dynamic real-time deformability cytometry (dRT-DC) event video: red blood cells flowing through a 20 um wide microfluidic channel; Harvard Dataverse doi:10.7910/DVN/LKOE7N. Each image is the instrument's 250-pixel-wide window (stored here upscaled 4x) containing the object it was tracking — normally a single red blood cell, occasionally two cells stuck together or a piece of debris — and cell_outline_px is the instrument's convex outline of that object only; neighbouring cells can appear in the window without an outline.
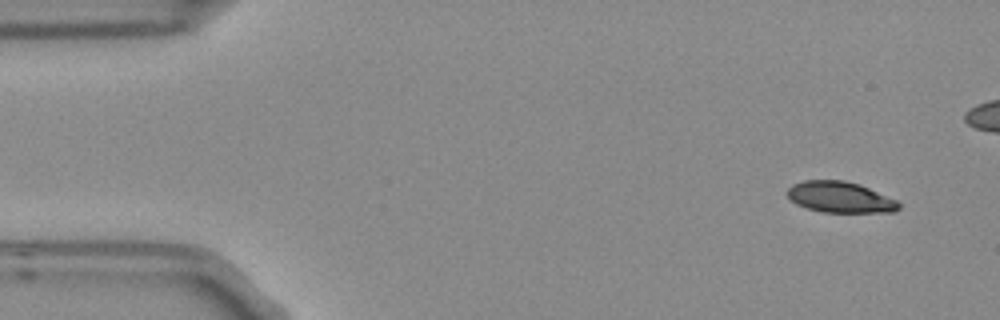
{"species": "Egyptian fruit bat (a non-hibernating species)", "species_latin": "Rousettus aegyptiacus", "temperature_condition": "room temperature", "stored_images_in_passage": 5, "camera_frame_rate_fps": 3000, "um_per_image_px": 0.085, "frame": {"image": 1, "passage_image": 1, "time_ms": 0.0, "image_size_px": [1000, 320], "cell_outline_px": [[900, 208], [896, 212], [824, 212], [808, 208], [796, 204], [784, 192], [792, 184], [804, 180], [844, 180], [860, 184], [896, 200], [900, 204]], "centroid_in_image_um": [71.4, 16.75], "position_along_channel_um": 13.6, "area_um2": 20.17}}